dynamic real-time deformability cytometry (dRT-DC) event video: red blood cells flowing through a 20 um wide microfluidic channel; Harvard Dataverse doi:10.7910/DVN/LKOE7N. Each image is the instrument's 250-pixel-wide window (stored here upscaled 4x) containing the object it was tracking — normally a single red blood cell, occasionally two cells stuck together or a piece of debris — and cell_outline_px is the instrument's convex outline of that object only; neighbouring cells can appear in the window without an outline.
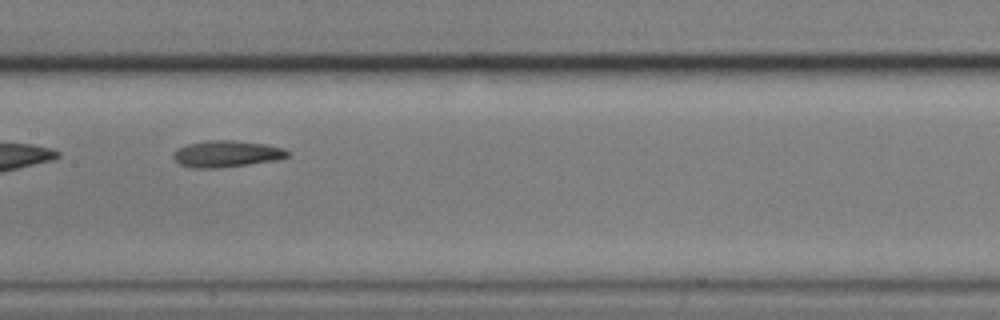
{"species": "common noctule bat (a hibernating species)", "species_latin": "Nyctalus noctula", "temperature_condition": "cold", "stored_images_in_passage": 11, "segment_of_instrument_passage": [2, 2], "camera_frame_rate_fps": 3000, "um_per_image_px": 0.085, "animal": {"sex": "male", "body_mass_g": 17.9}, "frame": {"image": 1, "passage_image": 8, "time_ms": 2.333, "image_size_px": [1000, 320], "cell_outline_px": [[292, 152], [288, 156], [276, 160], [220, 168], [192, 168], [180, 164], [172, 156], [176, 148], [188, 144], [208, 140], [232, 140], [268, 144], [284, 148]], "centroid_in_image_um": [19.28, 13.07], "position_along_channel_um": 188.1, "area_um2": 17.8}}
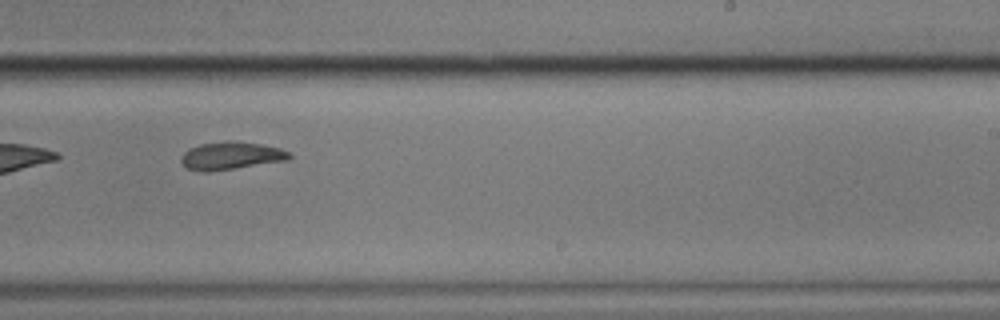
{"frame": {"image": 2, "passage_image": 10, "time_ms": 3.0, "image_size_px": [1000, 320], "cell_outline_px": [[292, 156], [288, 160], [236, 168], [208, 172], [200, 172], [188, 168], [180, 160], [180, 156], [188, 148], [200, 144], [228, 140], [260, 144], [280, 148], [288, 152]], "centroid_in_image_um": [19.6, 13.23], "position_along_channel_um": 269.4, "area_um2": 17.51}}
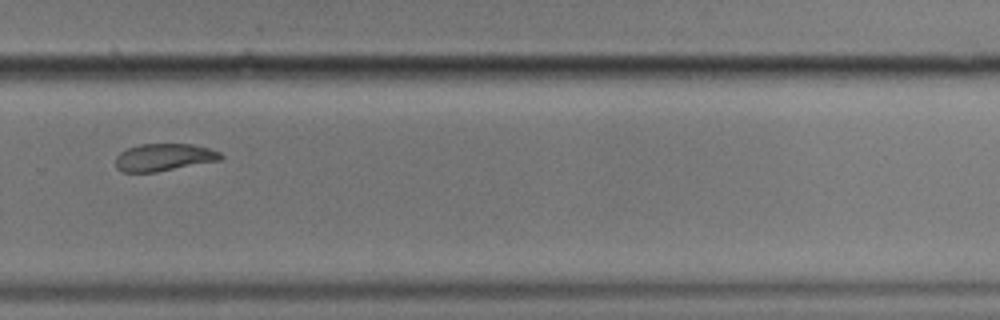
{"frame": {"image": 3, "passage_image": 11, "time_ms": 3.333, "image_size_px": [1000, 320], "cell_outline_px": [[224, 156], [220, 160], [156, 172], [124, 172], [116, 168], [116, 156], [120, 152], [128, 148], [140, 144], [192, 144], [208, 148], [220, 152]], "centroid_in_image_um": [13.93, 13.37], "position_along_channel_um": 315.9, "area_um2": 16.7}}